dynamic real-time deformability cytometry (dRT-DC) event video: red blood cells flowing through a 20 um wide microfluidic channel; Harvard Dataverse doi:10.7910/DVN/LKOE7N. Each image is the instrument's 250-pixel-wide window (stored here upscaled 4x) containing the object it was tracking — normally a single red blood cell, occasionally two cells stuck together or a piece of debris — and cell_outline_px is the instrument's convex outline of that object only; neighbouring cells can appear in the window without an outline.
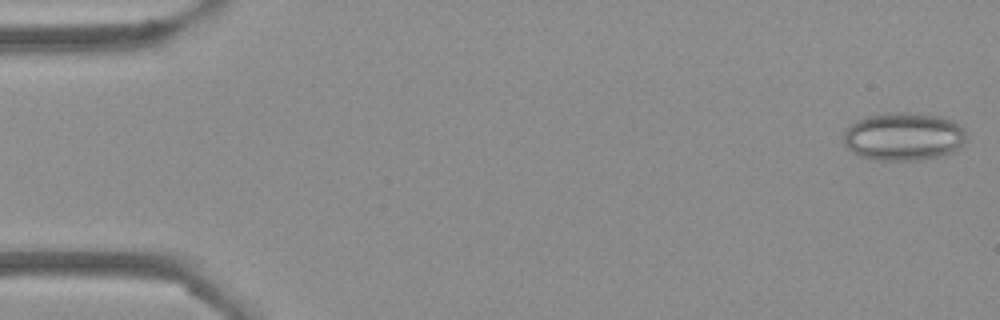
{"species": "Egyptian fruit bat (a non-hibernating species)", "species_latin": "Rousettus aegyptiacus", "temperature_condition": "cold", "stored_images_in_passage": 53, "camera_frame_rate_fps": 3000, "um_per_image_px": 0.085, "frame": {"image": 1, "passage_image": 1, "time_ms": 0.0, "image_size_px": [1000, 320], "cell_outline_px": [[964, 144], [952, 152], [940, 156], [924, 160], [868, 160], [852, 152], [844, 144], [844, 132], [856, 120], [864, 116], [884, 112], [904, 112], [940, 116], [952, 120], [960, 124], [964, 128]], "centroid_in_image_um": [76.79, 11.6], "position_along_channel_um": 8.2, "area_um2": 34.8}}
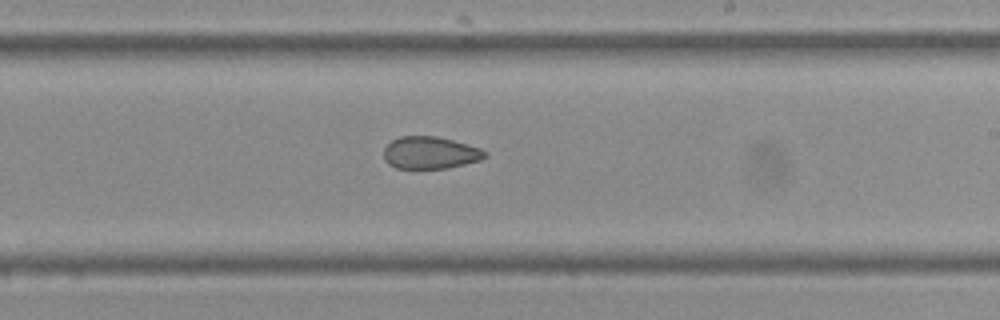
{"frame": {"image": 2, "passage_image": 31, "time_ms": 10.0, "image_size_px": [1000, 320], "cell_outline_px": [[488, 156], [480, 160], [448, 168], [396, 168], [388, 164], [384, 160], [384, 148], [392, 140], [400, 136], [436, 136], [452, 140], [480, 148], [488, 152]], "centroid_in_image_um": [36.56, 12.98], "position_along_channel_um": 252.4, "area_um2": 19.02}}
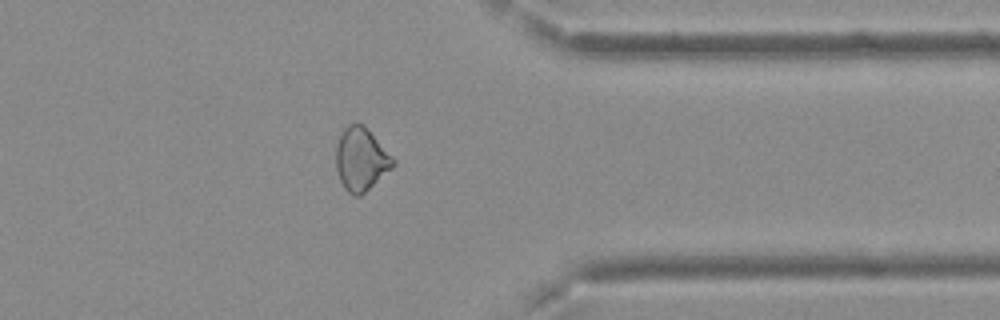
{"frame": {"image": 3, "passage_image": 42, "time_ms": 13.667, "image_size_px": [1000, 320], "cell_outline_px": [[396, 164], [392, 168], [360, 196], [356, 196], [348, 192], [344, 188], [340, 180], [336, 168], [336, 148], [340, 136], [344, 128], [348, 124], [360, 124], [396, 160]], "centroid_in_image_um": [30.67, 13.58], "position_along_channel_um": 380.7, "area_um2": 20.35}, "authors_computed_cell_mechanics": {"area_um2": 22.4264, "velocity_mm_per_s": 3.7584, "shape_relaxation_time_tau1_ms": null, "shape_relaxation_time_tau2_ms": 3.352, "deformation_change_tau1": null, "deformation_change_tau2": 0.086}}